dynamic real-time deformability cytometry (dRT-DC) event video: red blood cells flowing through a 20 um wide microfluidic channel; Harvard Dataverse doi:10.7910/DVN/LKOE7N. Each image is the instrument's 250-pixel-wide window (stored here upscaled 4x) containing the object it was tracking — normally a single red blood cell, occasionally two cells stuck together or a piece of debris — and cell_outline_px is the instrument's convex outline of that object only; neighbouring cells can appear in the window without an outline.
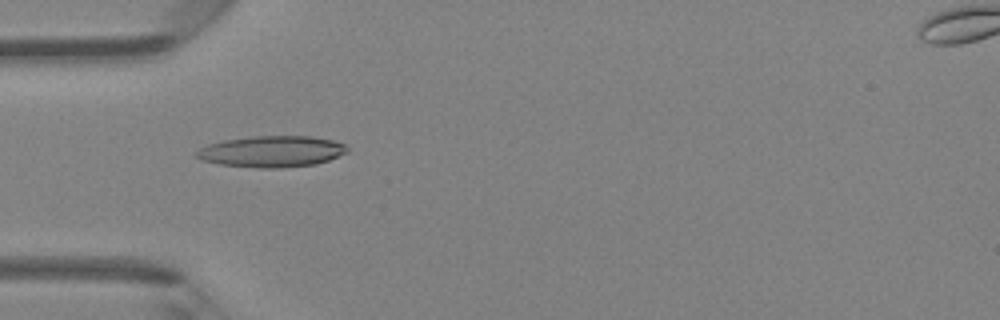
{"species": "Egyptian fruit bat (a non-hibernating species)", "species_latin": "Rousettus aegyptiacus", "temperature_condition": "room temperature", "stored_images_in_passage": 5, "camera_frame_rate_fps": 3000, "um_per_image_px": 0.085, "animal": {"sex": "female"}, "frame": {"image": 1, "passage_image": 4, "time_ms": 1.0, "image_size_px": [1000, 320], "cell_outline_px": [[348, 152], [328, 160], [316, 164], [280, 168], [260, 168], [220, 164], [204, 160], [196, 156], [196, 152], [200, 148], [208, 144], [224, 140], [252, 136], [312, 136], [332, 140], [344, 144], [348, 148]], "centroid_in_image_um": [23.12, 12.87], "position_along_channel_um": 61.9, "area_um2": 27.34}}
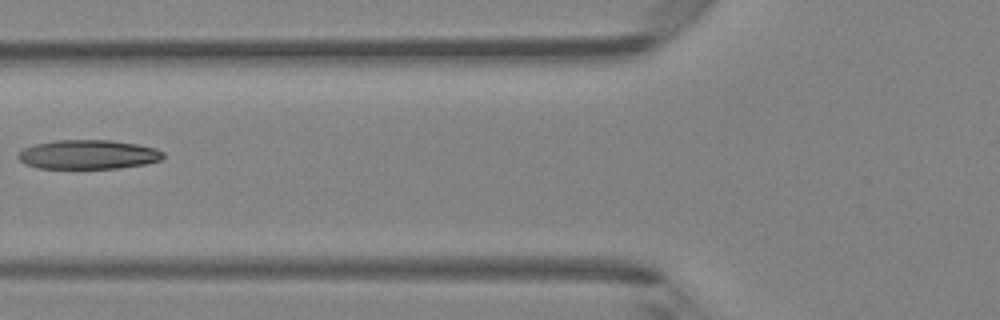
{"frame": {"image": 2, "passage_image": 5, "time_ms": 1.333, "image_size_px": [1000, 320], "cell_outline_px": [[164, 156], [160, 160], [144, 164], [116, 168], [36, 168], [24, 164], [16, 156], [24, 148], [36, 144], [52, 140], [112, 140], [136, 144], [156, 148], [164, 152]], "centroid_in_image_um": [7.48, 13.13], "position_along_channel_um": 118.3, "area_um2": 24.68}}